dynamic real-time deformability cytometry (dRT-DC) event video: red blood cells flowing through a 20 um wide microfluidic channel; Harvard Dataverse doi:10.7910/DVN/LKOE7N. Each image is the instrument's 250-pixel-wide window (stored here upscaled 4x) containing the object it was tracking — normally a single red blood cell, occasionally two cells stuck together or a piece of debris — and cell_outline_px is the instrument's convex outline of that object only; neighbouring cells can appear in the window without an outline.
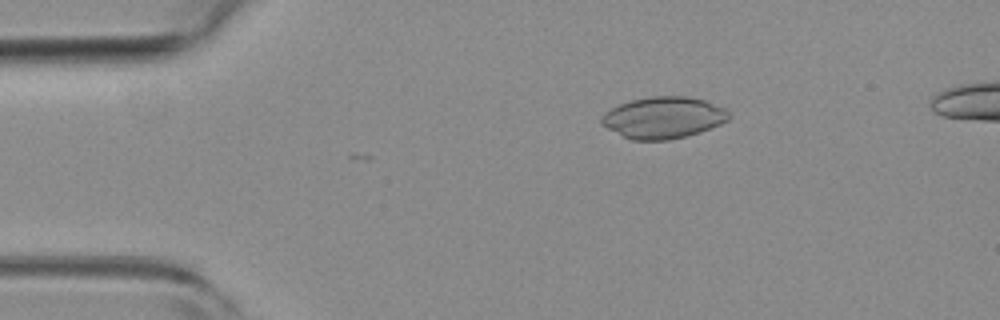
{"species": "common noctule bat (a hibernating species)", "species_latin": "Nyctalus noctula", "temperature_condition": "room temperature", "stored_images_in_passage": 10, "camera_frame_rate_fps": 3000, "um_per_image_px": 0.085, "animal": {"sex": "female", "body_mass_g": 19.3, "forearm_length_mm": 54.1}, "frame": {"image": 1, "passage_image": 10, "time_ms": 3.0, "image_size_px": [1000, 320], "cell_outline_px": [[732, 116], [728, 120], [720, 124], [700, 132], [688, 136], [668, 140], [632, 140], [600, 124], [600, 120], [604, 112], [620, 104], [632, 100], [648, 96], [688, 96], [704, 100], [724, 108]], "centroid_in_image_um": [56.4, 9.99], "position_along_channel_um": 28.6, "area_um2": 30.87}}